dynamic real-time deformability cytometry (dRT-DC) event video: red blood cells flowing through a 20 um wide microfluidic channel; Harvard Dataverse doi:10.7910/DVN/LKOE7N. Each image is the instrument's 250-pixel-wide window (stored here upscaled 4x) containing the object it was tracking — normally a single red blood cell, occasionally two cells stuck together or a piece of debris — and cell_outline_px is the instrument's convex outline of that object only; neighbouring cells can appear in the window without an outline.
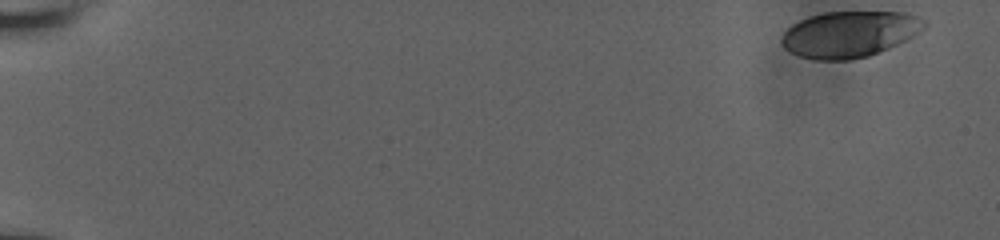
{"species": "human", "species_latin": "Homo sapiens", "temperature_condition": "room temperature", "stored_images_in_passage": 49, "camera_frame_rate_fps": 3000, "um_per_image_px": 0.085, "donor": {"sex": "male"}, "frame": {"image": 1, "passage_image": 1, "time_ms": 0.0, "image_size_px": [1000, 240], "cell_outline_px": [[928, 24], [924, 28], [912, 36], [888, 48], [868, 56], [848, 60], [816, 60], [800, 56], [784, 48], [780, 40], [784, 32], [792, 24], [808, 16], [824, 12], [904, 12], [928, 20]], "centroid_in_image_um": [72.2, 2.89], "position_along_channel_um": 12.8, "area_um2": 38.26}}
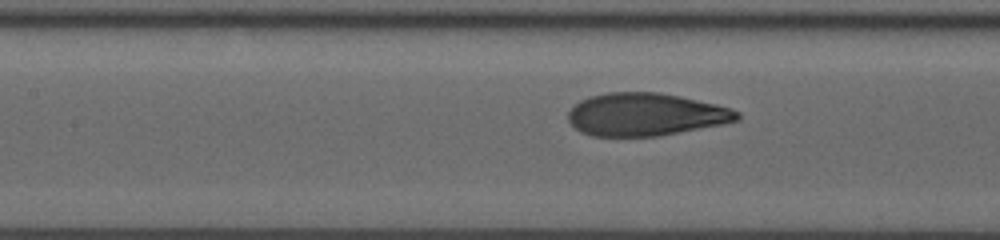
{"frame": {"image": 2, "passage_image": 27, "time_ms": 8.667, "image_size_px": [1000, 240], "cell_outline_px": [[740, 120], [724, 124], [656, 136], [592, 136], [580, 132], [568, 120], [568, 112], [580, 100], [588, 96], [608, 92], [660, 92], [680, 96], [716, 104], [732, 108], [740, 112]], "centroid_in_image_um": [54.89, 9.72], "position_along_channel_um": 152.5, "area_um2": 42.19}}
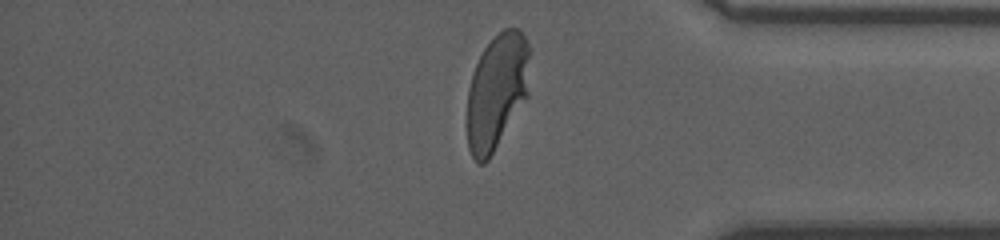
{"frame": {"image": 3, "passage_image": 47, "time_ms": 15.333, "image_size_px": [1000, 240], "cell_outline_px": [[532, 52], [528, 96], [488, 160], [484, 164], [476, 164], [468, 148], [468, 88], [472, 72], [484, 48], [504, 28], [516, 28], [524, 36], [532, 48]], "centroid_in_image_um": [42.27, 7.75], "position_along_channel_um": 392.9, "area_um2": 42.6}, "authors_computed_cell_mechanics": {"area_um2": 42.1362, "velocity_mm_per_s": 3.8134, "shape_relaxation_time_tau1_ms": 4.0913, "shape_relaxation_time_tau2_ms": null, "deformation_change_tau1": 0.2053, "deformation_change_tau2": null}}